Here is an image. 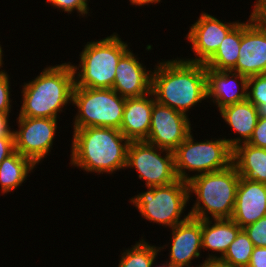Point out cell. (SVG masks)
<instances>
[{"label":"cell","mask_w":266,"mask_h":267,"mask_svg":"<svg viewBox=\"0 0 266 267\" xmlns=\"http://www.w3.org/2000/svg\"><path fill=\"white\" fill-rule=\"evenodd\" d=\"M233 164L240 177L266 184V149L248 143L233 149Z\"/></svg>","instance_id":"21"},{"label":"cell","mask_w":266,"mask_h":267,"mask_svg":"<svg viewBox=\"0 0 266 267\" xmlns=\"http://www.w3.org/2000/svg\"><path fill=\"white\" fill-rule=\"evenodd\" d=\"M72 139L71 166L98 174L127 168L131 141L120 130L106 127L75 129Z\"/></svg>","instance_id":"2"},{"label":"cell","mask_w":266,"mask_h":267,"mask_svg":"<svg viewBox=\"0 0 266 267\" xmlns=\"http://www.w3.org/2000/svg\"><path fill=\"white\" fill-rule=\"evenodd\" d=\"M242 229L253 242L254 247H266V216Z\"/></svg>","instance_id":"27"},{"label":"cell","mask_w":266,"mask_h":267,"mask_svg":"<svg viewBox=\"0 0 266 267\" xmlns=\"http://www.w3.org/2000/svg\"><path fill=\"white\" fill-rule=\"evenodd\" d=\"M247 267H266V247H254Z\"/></svg>","instance_id":"32"},{"label":"cell","mask_w":266,"mask_h":267,"mask_svg":"<svg viewBox=\"0 0 266 267\" xmlns=\"http://www.w3.org/2000/svg\"><path fill=\"white\" fill-rule=\"evenodd\" d=\"M139 241L121 254L118 267H150L158 252L164 249L163 247L151 246L143 239Z\"/></svg>","instance_id":"24"},{"label":"cell","mask_w":266,"mask_h":267,"mask_svg":"<svg viewBox=\"0 0 266 267\" xmlns=\"http://www.w3.org/2000/svg\"><path fill=\"white\" fill-rule=\"evenodd\" d=\"M14 151V137H0V163Z\"/></svg>","instance_id":"33"},{"label":"cell","mask_w":266,"mask_h":267,"mask_svg":"<svg viewBox=\"0 0 266 267\" xmlns=\"http://www.w3.org/2000/svg\"><path fill=\"white\" fill-rule=\"evenodd\" d=\"M240 176L234 164L226 169L191 176L189 196L197 198L189 214L198 220L231 218Z\"/></svg>","instance_id":"4"},{"label":"cell","mask_w":266,"mask_h":267,"mask_svg":"<svg viewBox=\"0 0 266 267\" xmlns=\"http://www.w3.org/2000/svg\"><path fill=\"white\" fill-rule=\"evenodd\" d=\"M165 153L163 157L161 153ZM146 181V187L165 186L178 180L174 153L142 141H131L128 147L127 165Z\"/></svg>","instance_id":"9"},{"label":"cell","mask_w":266,"mask_h":267,"mask_svg":"<svg viewBox=\"0 0 266 267\" xmlns=\"http://www.w3.org/2000/svg\"><path fill=\"white\" fill-rule=\"evenodd\" d=\"M247 99L256 107L266 104V74L248 77Z\"/></svg>","instance_id":"26"},{"label":"cell","mask_w":266,"mask_h":267,"mask_svg":"<svg viewBox=\"0 0 266 267\" xmlns=\"http://www.w3.org/2000/svg\"><path fill=\"white\" fill-rule=\"evenodd\" d=\"M200 264L201 265H197L196 267H208V260H204V262Z\"/></svg>","instance_id":"40"},{"label":"cell","mask_w":266,"mask_h":267,"mask_svg":"<svg viewBox=\"0 0 266 267\" xmlns=\"http://www.w3.org/2000/svg\"><path fill=\"white\" fill-rule=\"evenodd\" d=\"M75 75L72 64L62 63L43 69L34 80L24 83L18 117L58 118L68 102L72 103Z\"/></svg>","instance_id":"3"},{"label":"cell","mask_w":266,"mask_h":267,"mask_svg":"<svg viewBox=\"0 0 266 267\" xmlns=\"http://www.w3.org/2000/svg\"><path fill=\"white\" fill-rule=\"evenodd\" d=\"M189 120L187 115L155 101L145 141L173 152L192 130Z\"/></svg>","instance_id":"11"},{"label":"cell","mask_w":266,"mask_h":267,"mask_svg":"<svg viewBox=\"0 0 266 267\" xmlns=\"http://www.w3.org/2000/svg\"><path fill=\"white\" fill-rule=\"evenodd\" d=\"M177 59L160 62L154 68L151 92L158 103L188 115V109L207 98L206 67Z\"/></svg>","instance_id":"1"},{"label":"cell","mask_w":266,"mask_h":267,"mask_svg":"<svg viewBox=\"0 0 266 267\" xmlns=\"http://www.w3.org/2000/svg\"><path fill=\"white\" fill-rule=\"evenodd\" d=\"M248 144L266 149V118L259 117Z\"/></svg>","instance_id":"30"},{"label":"cell","mask_w":266,"mask_h":267,"mask_svg":"<svg viewBox=\"0 0 266 267\" xmlns=\"http://www.w3.org/2000/svg\"><path fill=\"white\" fill-rule=\"evenodd\" d=\"M132 5L142 6L148 4H158L161 0H129Z\"/></svg>","instance_id":"35"},{"label":"cell","mask_w":266,"mask_h":267,"mask_svg":"<svg viewBox=\"0 0 266 267\" xmlns=\"http://www.w3.org/2000/svg\"><path fill=\"white\" fill-rule=\"evenodd\" d=\"M147 188L146 192L139 193L130 199L145 219L173 228L191 217L188 212L183 219L180 218L191 198L186 181L178 179L165 186Z\"/></svg>","instance_id":"6"},{"label":"cell","mask_w":266,"mask_h":267,"mask_svg":"<svg viewBox=\"0 0 266 267\" xmlns=\"http://www.w3.org/2000/svg\"><path fill=\"white\" fill-rule=\"evenodd\" d=\"M155 261H156V260L153 261V263L151 264L150 267H154L153 265L155 264ZM166 262H167L166 264L164 263V264L161 265V266H160V265H159V266L157 265V266H155V267H175V266H173L171 263H169L168 261H166Z\"/></svg>","instance_id":"38"},{"label":"cell","mask_w":266,"mask_h":267,"mask_svg":"<svg viewBox=\"0 0 266 267\" xmlns=\"http://www.w3.org/2000/svg\"><path fill=\"white\" fill-rule=\"evenodd\" d=\"M128 50V44L116 33L99 41L87 42L79 55L80 64L72 65L75 87L112 88L118 62Z\"/></svg>","instance_id":"5"},{"label":"cell","mask_w":266,"mask_h":267,"mask_svg":"<svg viewBox=\"0 0 266 267\" xmlns=\"http://www.w3.org/2000/svg\"><path fill=\"white\" fill-rule=\"evenodd\" d=\"M3 53V50H2V47H1V45H0V68L2 67V64H3V58H2V54ZM1 72V71H0Z\"/></svg>","instance_id":"39"},{"label":"cell","mask_w":266,"mask_h":267,"mask_svg":"<svg viewBox=\"0 0 266 267\" xmlns=\"http://www.w3.org/2000/svg\"><path fill=\"white\" fill-rule=\"evenodd\" d=\"M10 81L6 71L0 72V112L10 113L11 101L10 100Z\"/></svg>","instance_id":"29"},{"label":"cell","mask_w":266,"mask_h":267,"mask_svg":"<svg viewBox=\"0 0 266 267\" xmlns=\"http://www.w3.org/2000/svg\"><path fill=\"white\" fill-rule=\"evenodd\" d=\"M190 132L173 151L175 171L178 179L188 182L190 171L206 174L226 169L233 164V149L226 138L195 142Z\"/></svg>","instance_id":"8"},{"label":"cell","mask_w":266,"mask_h":267,"mask_svg":"<svg viewBox=\"0 0 266 267\" xmlns=\"http://www.w3.org/2000/svg\"><path fill=\"white\" fill-rule=\"evenodd\" d=\"M17 120L19 130H13L15 150L37 165L53 148L57 119L18 117Z\"/></svg>","instance_id":"10"},{"label":"cell","mask_w":266,"mask_h":267,"mask_svg":"<svg viewBox=\"0 0 266 267\" xmlns=\"http://www.w3.org/2000/svg\"><path fill=\"white\" fill-rule=\"evenodd\" d=\"M247 83L248 77L240 73L206 68L207 99L212 98L219 109L246 100Z\"/></svg>","instance_id":"17"},{"label":"cell","mask_w":266,"mask_h":267,"mask_svg":"<svg viewBox=\"0 0 266 267\" xmlns=\"http://www.w3.org/2000/svg\"><path fill=\"white\" fill-rule=\"evenodd\" d=\"M241 229L231 218L214 219L213 223L202 220V249L220 253L218 257L209 254L206 260L221 259Z\"/></svg>","instance_id":"20"},{"label":"cell","mask_w":266,"mask_h":267,"mask_svg":"<svg viewBox=\"0 0 266 267\" xmlns=\"http://www.w3.org/2000/svg\"><path fill=\"white\" fill-rule=\"evenodd\" d=\"M9 114L0 112V137H14L13 130L9 127Z\"/></svg>","instance_id":"34"},{"label":"cell","mask_w":266,"mask_h":267,"mask_svg":"<svg viewBox=\"0 0 266 267\" xmlns=\"http://www.w3.org/2000/svg\"><path fill=\"white\" fill-rule=\"evenodd\" d=\"M266 216V184L240 177L231 219L241 228Z\"/></svg>","instance_id":"15"},{"label":"cell","mask_w":266,"mask_h":267,"mask_svg":"<svg viewBox=\"0 0 266 267\" xmlns=\"http://www.w3.org/2000/svg\"><path fill=\"white\" fill-rule=\"evenodd\" d=\"M172 229L170 261L175 267H191V261L200 257L202 249V220L190 217Z\"/></svg>","instance_id":"16"},{"label":"cell","mask_w":266,"mask_h":267,"mask_svg":"<svg viewBox=\"0 0 266 267\" xmlns=\"http://www.w3.org/2000/svg\"><path fill=\"white\" fill-rule=\"evenodd\" d=\"M126 98L112 88L74 87L72 103L78 109L73 129L106 127L120 130Z\"/></svg>","instance_id":"7"},{"label":"cell","mask_w":266,"mask_h":267,"mask_svg":"<svg viewBox=\"0 0 266 267\" xmlns=\"http://www.w3.org/2000/svg\"><path fill=\"white\" fill-rule=\"evenodd\" d=\"M153 97L152 92H150L141 97L126 98L120 131L128 140L142 141L147 139L155 102Z\"/></svg>","instance_id":"18"},{"label":"cell","mask_w":266,"mask_h":267,"mask_svg":"<svg viewBox=\"0 0 266 267\" xmlns=\"http://www.w3.org/2000/svg\"><path fill=\"white\" fill-rule=\"evenodd\" d=\"M239 23H223L214 16L202 11L186 35L192 44L195 59H185L192 63H205L218 49L225 36Z\"/></svg>","instance_id":"12"},{"label":"cell","mask_w":266,"mask_h":267,"mask_svg":"<svg viewBox=\"0 0 266 267\" xmlns=\"http://www.w3.org/2000/svg\"><path fill=\"white\" fill-rule=\"evenodd\" d=\"M250 16L264 30H266V0H256Z\"/></svg>","instance_id":"31"},{"label":"cell","mask_w":266,"mask_h":267,"mask_svg":"<svg viewBox=\"0 0 266 267\" xmlns=\"http://www.w3.org/2000/svg\"><path fill=\"white\" fill-rule=\"evenodd\" d=\"M242 22L238 23L223 39L217 51L204 63L206 68L218 71L232 70L239 58Z\"/></svg>","instance_id":"23"},{"label":"cell","mask_w":266,"mask_h":267,"mask_svg":"<svg viewBox=\"0 0 266 267\" xmlns=\"http://www.w3.org/2000/svg\"><path fill=\"white\" fill-rule=\"evenodd\" d=\"M36 165L16 150L0 163V185L2 194L14 191L28 178Z\"/></svg>","instance_id":"22"},{"label":"cell","mask_w":266,"mask_h":267,"mask_svg":"<svg viewBox=\"0 0 266 267\" xmlns=\"http://www.w3.org/2000/svg\"><path fill=\"white\" fill-rule=\"evenodd\" d=\"M231 71L246 77L266 74V30L262 29L251 16L247 22H242L239 58Z\"/></svg>","instance_id":"13"},{"label":"cell","mask_w":266,"mask_h":267,"mask_svg":"<svg viewBox=\"0 0 266 267\" xmlns=\"http://www.w3.org/2000/svg\"><path fill=\"white\" fill-rule=\"evenodd\" d=\"M208 267H233V266L226 265L220 262L219 260H208Z\"/></svg>","instance_id":"36"},{"label":"cell","mask_w":266,"mask_h":267,"mask_svg":"<svg viewBox=\"0 0 266 267\" xmlns=\"http://www.w3.org/2000/svg\"><path fill=\"white\" fill-rule=\"evenodd\" d=\"M254 245L243 229L229 245L220 262L233 267H247L250 263Z\"/></svg>","instance_id":"25"},{"label":"cell","mask_w":266,"mask_h":267,"mask_svg":"<svg viewBox=\"0 0 266 267\" xmlns=\"http://www.w3.org/2000/svg\"><path fill=\"white\" fill-rule=\"evenodd\" d=\"M53 7L62 9L64 12L72 13L73 10L80 13L79 16H85L89 12L88 0H47Z\"/></svg>","instance_id":"28"},{"label":"cell","mask_w":266,"mask_h":267,"mask_svg":"<svg viewBox=\"0 0 266 267\" xmlns=\"http://www.w3.org/2000/svg\"><path fill=\"white\" fill-rule=\"evenodd\" d=\"M219 111L230 129L240 135L236 139H226L229 146L234 149L240 144L248 143L259 118L257 107L246 99L224 106Z\"/></svg>","instance_id":"19"},{"label":"cell","mask_w":266,"mask_h":267,"mask_svg":"<svg viewBox=\"0 0 266 267\" xmlns=\"http://www.w3.org/2000/svg\"><path fill=\"white\" fill-rule=\"evenodd\" d=\"M129 49L119 60L112 89L121 97H141L151 92L152 71H147Z\"/></svg>","instance_id":"14"},{"label":"cell","mask_w":266,"mask_h":267,"mask_svg":"<svg viewBox=\"0 0 266 267\" xmlns=\"http://www.w3.org/2000/svg\"><path fill=\"white\" fill-rule=\"evenodd\" d=\"M257 112L259 117L266 118V104L259 105L257 107Z\"/></svg>","instance_id":"37"}]
</instances>
